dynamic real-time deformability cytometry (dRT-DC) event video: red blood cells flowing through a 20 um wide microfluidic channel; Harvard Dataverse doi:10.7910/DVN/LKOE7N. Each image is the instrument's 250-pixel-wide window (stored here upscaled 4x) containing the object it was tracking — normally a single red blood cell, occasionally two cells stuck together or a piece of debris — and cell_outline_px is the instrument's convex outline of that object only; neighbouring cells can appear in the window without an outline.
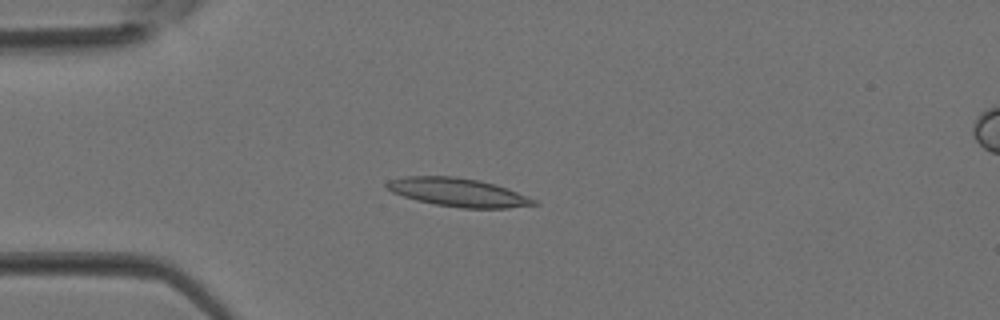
{"species": "Egyptian fruit bat (a non-hibernating species)", "species_latin": "Rousettus aegyptiacus", "temperature_condition": "room temperature", "stored_images_in_passage": 3, "segment_of_instrument_passage": [1, 2], "camera_frame_rate_fps": 3000, "um_per_image_px": 0.085, "animal": {"sex": "female"}, "frame": {"image": 1, "passage_image": 2, "time_ms": 0.333, "image_size_px": [1000, 320], "cell_outline_px": [[540, 204], [508, 208], [460, 208], [436, 204], [416, 200], [392, 192], [384, 184], [388, 180], [404, 176], [456, 176], [480, 180], [508, 188], [536, 200]], "centroid_in_image_um": [38.94, 16.34], "position_along_channel_um": 46.1, "area_um2": 24.39}}